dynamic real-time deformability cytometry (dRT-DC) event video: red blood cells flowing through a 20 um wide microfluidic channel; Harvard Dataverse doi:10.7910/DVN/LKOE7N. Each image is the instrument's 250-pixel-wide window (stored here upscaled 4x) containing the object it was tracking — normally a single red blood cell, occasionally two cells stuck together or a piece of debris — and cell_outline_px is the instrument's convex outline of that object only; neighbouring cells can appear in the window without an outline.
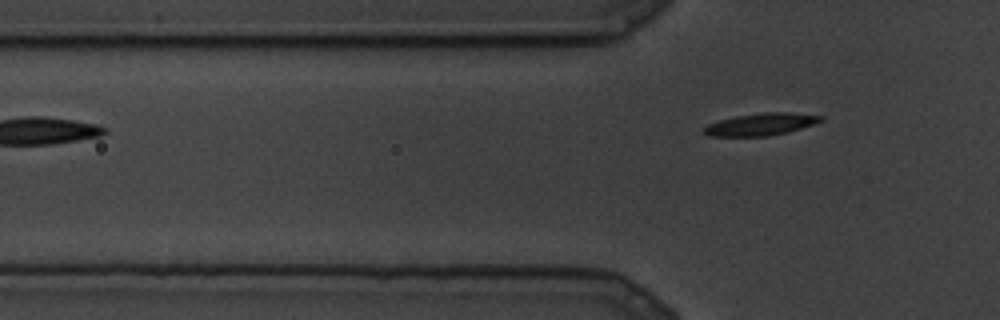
{"species": "common noctule bat (a hibernating species)", "species_latin": "Nyctalus noctula", "temperature_condition": "cold", "stored_images_in_passage": 3, "camera_frame_rate_fps": 3000, "um_per_image_px": 0.085, "animal": {"sex": "male", "body_mass_g": 19.5, "forearm_length_mm": 54.6}, "frame": {"image": 1, "passage_image": 3, "time_ms": 0.667, "image_size_px": [1000, 320], "cell_outline_px": [[824, 120], [788, 132], [768, 136], [708, 136], [704, 132], [704, 128], [708, 124], [720, 120], [736, 116], [764, 112], [792, 112], [824, 116]], "centroid_in_image_um": [64.7, 10.56], "position_along_channel_um": 61.1, "area_um2": 15.03}}